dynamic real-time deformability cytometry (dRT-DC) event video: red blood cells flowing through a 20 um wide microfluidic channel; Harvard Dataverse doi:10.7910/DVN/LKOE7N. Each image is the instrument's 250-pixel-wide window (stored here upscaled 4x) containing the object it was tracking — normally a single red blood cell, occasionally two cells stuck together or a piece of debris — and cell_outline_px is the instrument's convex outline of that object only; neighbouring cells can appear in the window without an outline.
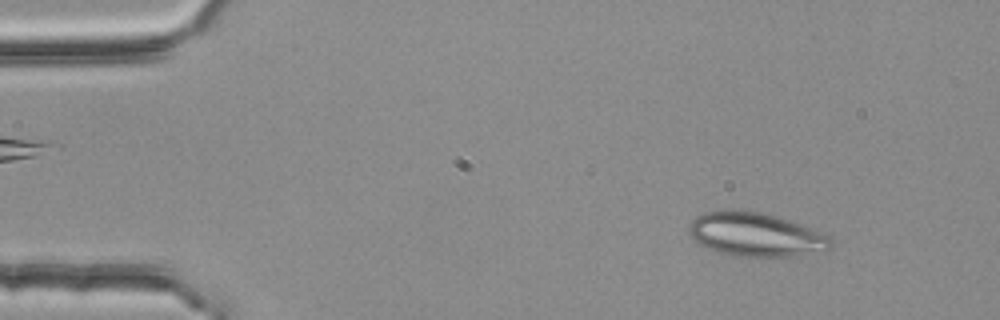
{"species": "common noctule bat (a hibernating species)", "species_latin": "Nyctalus noctula", "temperature_condition": "room temperature", "stored_images_in_passage": 52, "camera_frame_rate_fps": 3000, "um_per_image_px": 0.085, "animal": {"sex": "female", "body_mass_g": 25.1}, "frame": {"image": 1, "passage_image": 6, "time_ms": 1.667, "image_size_px": [1000, 320], "cell_outline_px": [[832, 244], [828, 248], [800, 256], [732, 256], [696, 244], [688, 232], [688, 224], [696, 216], [704, 212], [724, 208], [764, 212], [800, 224], [828, 236], [832, 240]], "centroid_in_image_um": [64.13, 19.91], "position_along_channel_um": 20.9, "area_um2": 36.41}}
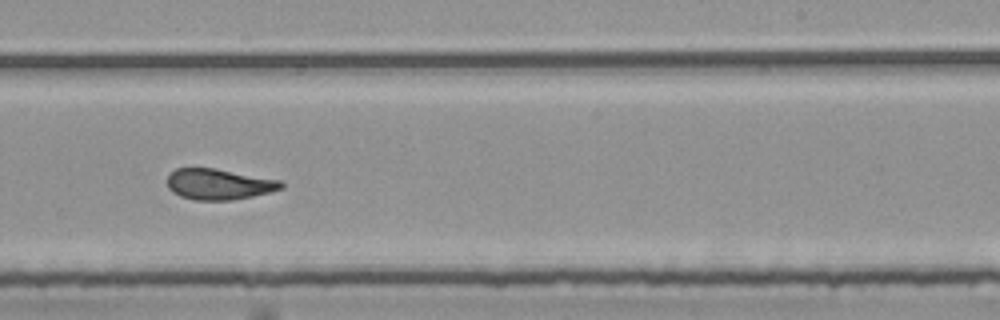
{"frame": {"image": 2, "passage_image": 33, "time_ms": 10.667, "image_size_px": [1000, 320], "cell_outline_px": [[284, 188], [252, 196], [232, 200], [192, 200], [180, 196], [172, 192], [168, 188], [168, 172], [176, 168], [216, 168], [280, 180], [284, 184]], "centroid_in_image_um": [18.57, 15.65], "position_along_channel_um": 270.4, "area_um2": 20.58}}
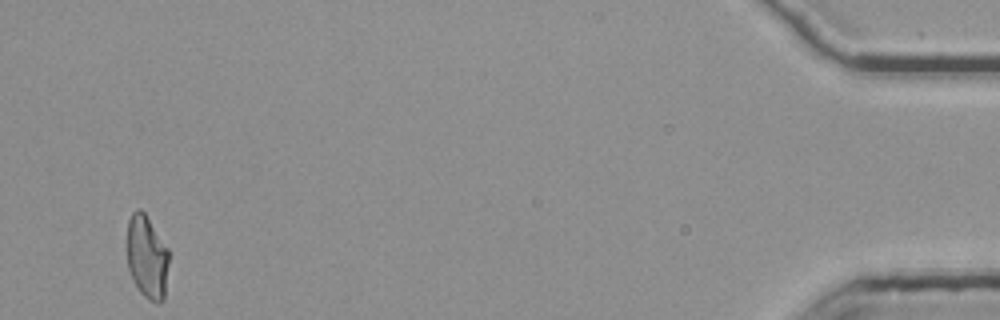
{"frame": {"image": 3, "passage_image": 52, "time_ms": 17.0, "image_size_px": [1000, 320], "cell_outline_px": [[168, 264], [164, 300], [160, 304], [156, 304], [148, 300], [140, 292], [128, 268], [128, 220], [132, 212], [136, 208], [140, 208], [144, 212], [168, 248]], "centroid_in_image_um": [12.51, 21.86], "position_along_channel_um": 422.7, "area_um2": 20.23}, "authors_computed_cell_mechanics": {"area_um2": 21.4727, "velocity_mm_per_s": 3.7634, "shape_relaxation_time_tau1_ms": null, "shape_relaxation_time_tau2_ms": 1.7101, "deformation_change_tau1": null, "deformation_change_tau2": 0.0898}}